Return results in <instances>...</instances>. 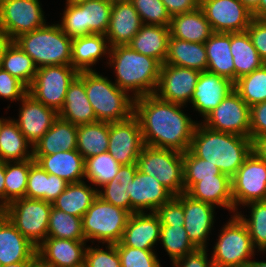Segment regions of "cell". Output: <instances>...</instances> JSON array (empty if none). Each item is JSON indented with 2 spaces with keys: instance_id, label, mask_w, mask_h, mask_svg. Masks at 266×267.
Instances as JSON below:
<instances>
[{
  "instance_id": "cell-64",
  "label": "cell",
  "mask_w": 266,
  "mask_h": 267,
  "mask_svg": "<svg viewBox=\"0 0 266 267\" xmlns=\"http://www.w3.org/2000/svg\"><path fill=\"white\" fill-rule=\"evenodd\" d=\"M247 267H266V261H256V260H252Z\"/></svg>"
},
{
  "instance_id": "cell-38",
  "label": "cell",
  "mask_w": 266,
  "mask_h": 267,
  "mask_svg": "<svg viewBox=\"0 0 266 267\" xmlns=\"http://www.w3.org/2000/svg\"><path fill=\"white\" fill-rule=\"evenodd\" d=\"M230 51L235 65V81L265 64L247 31L230 33Z\"/></svg>"
},
{
  "instance_id": "cell-66",
  "label": "cell",
  "mask_w": 266,
  "mask_h": 267,
  "mask_svg": "<svg viewBox=\"0 0 266 267\" xmlns=\"http://www.w3.org/2000/svg\"><path fill=\"white\" fill-rule=\"evenodd\" d=\"M6 215V206L0 201V220Z\"/></svg>"
},
{
  "instance_id": "cell-9",
  "label": "cell",
  "mask_w": 266,
  "mask_h": 267,
  "mask_svg": "<svg viewBox=\"0 0 266 267\" xmlns=\"http://www.w3.org/2000/svg\"><path fill=\"white\" fill-rule=\"evenodd\" d=\"M65 6L58 24L68 37L106 34L112 9L108 0H88Z\"/></svg>"
},
{
  "instance_id": "cell-48",
  "label": "cell",
  "mask_w": 266,
  "mask_h": 267,
  "mask_svg": "<svg viewBox=\"0 0 266 267\" xmlns=\"http://www.w3.org/2000/svg\"><path fill=\"white\" fill-rule=\"evenodd\" d=\"M183 174L185 192L202 179L215 178V175H226L216 165L196 157L189 149L183 153Z\"/></svg>"
},
{
  "instance_id": "cell-65",
  "label": "cell",
  "mask_w": 266,
  "mask_h": 267,
  "mask_svg": "<svg viewBox=\"0 0 266 267\" xmlns=\"http://www.w3.org/2000/svg\"><path fill=\"white\" fill-rule=\"evenodd\" d=\"M88 0H66V5H78V4H81V3H84Z\"/></svg>"
},
{
  "instance_id": "cell-47",
  "label": "cell",
  "mask_w": 266,
  "mask_h": 267,
  "mask_svg": "<svg viewBox=\"0 0 266 267\" xmlns=\"http://www.w3.org/2000/svg\"><path fill=\"white\" fill-rule=\"evenodd\" d=\"M159 244L164 247L171 263L197 249L189 240L184 225L161 226Z\"/></svg>"
},
{
  "instance_id": "cell-16",
  "label": "cell",
  "mask_w": 266,
  "mask_h": 267,
  "mask_svg": "<svg viewBox=\"0 0 266 267\" xmlns=\"http://www.w3.org/2000/svg\"><path fill=\"white\" fill-rule=\"evenodd\" d=\"M143 147L141 126L134 114L124 121L109 123L107 152L121 165L136 163Z\"/></svg>"
},
{
  "instance_id": "cell-51",
  "label": "cell",
  "mask_w": 266,
  "mask_h": 267,
  "mask_svg": "<svg viewBox=\"0 0 266 267\" xmlns=\"http://www.w3.org/2000/svg\"><path fill=\"white\" fill-rule=\"evenodd\" d=\"M87 245L85 251V267H121V260L116 244H105V249L97 244Z\"/></svg>"
},
{
  "instance_id": "cell-8",
  "label": "cell",
  "mask_w": 266,
  "mask_h": 267,
  "mask_svg": "<svg viewBox=\"0 0 266 267\" xmlns=\"http://www.w3.org/2000/svg\"><path fill=\"white\" fill-rule=\"evenodd\" d=\"M136 164L139 171L155 177L174 196L185 192L182 152L144 145Z\"/></svg>"
},
{
  "instance_id": "cell-61",
  "label": "cell",
  "mask_w": 266,
  "mask_h": 267,
  "mask_svg": "<svg viewBox=\"0 0 266 267\" xmlns=\"http://www.w3.org/2000/svg\"><path fill=\"white\" fill-rule=\"evenodd\" d=\"M10 42H11L10 40H8L4 36L0 35V69L2 68V61H3L4 50H5L6 46Z\"/></svg>"
},
{
  "instance_id": "cell-2",
  "label": "cell",
  "mask_w": 266,
  "mask_h": 267,
  "mask_svg": "<svg viewBox=\"0 0 266 267\" xmlns=\"http://www.w3.org/2000/svg\"><path fill=\"white\" fill-rule=\"evenodd\" d=\"M189 150L231 178L252 152L250 137L214 131L197 123Z\"/></svg>"
},
{
  "instance_id": "cell-57",
  "label": "cell",
  "mask_w": 266,
  "mask_h": 267,
  "mask_svg": "<svg viewBox=\"0 0 266 267\" xmlns=\"http://www.w3.org/2000/svg\"><path fill=\"white\" fill-rule=\"evenodd\" d=\"M171 17L194 11L200 7V0H162Z\"/></svg>"
},
{
  "instance_id": "cell-3",
  "label": "cell",
  "mask_w": 266,
  "mask_h": 267,
  "mask_svg": "<svg viewBox=\"0 0 266 267\" xmlns=\"http://www.w3.org/2000/svg\"><path fill=\"white\" fill-rule=\"evenodd\" d=\"M106 62L113 67L115 84L135 99L155 94L161 64L154 58L133 50L129 45L110 47Z\"/></svg>"
},
{
  "instance_id": "cell-4",
  "label": "cell",
  "mask_w": 266,
  "mask_h": 267,
  "mask_svg": "<svg viewBox=\"0 0 266 267\" xmlns=\"http://www.w3.org/2000/svg\"><path fill=\"white\" fill-rule=\"evenodd\" d=\"M78 76L85 83L88 100L98 121H124L134 114L135 99L107 76L95 70L80 71Z\"/></svg>"
},
{
  "instance_id": "cell-70",
  "label": "cell",
  "mask_w": 266,
  "mask_h": 267,
  "mask_svg": "<svg viewBox=\"0 0 266 267\" xmlns=\"http://www.w3.org/2000/svg\"><path fill=\"white\" fill-rule=\"evenodd\" d=\"M33 267H45V266H43L39 262H37Z\"/></svg>"
},
{
  "instance_id": "cell-55",
  "label": "cell",
  "mask_w": 266,
  "mask_h": 267,
  "mask_svg": "<svg viewBox=\"0 0 266 267\" xmlns=\"http://www.w3.org/2000/svg\"><path fill=\"white\" fill-rule=\"evenodd\" d=\"M246 31L261 59L266 63V25L254 18Z\"/></svg>"
},
{
  "instance_id": "cell-28",
  "label": "cell",
  "mask_w": 266,
  "mask_h": 267,
  "mask_svg": "<svg viewBox=\"0 0 266 267\" xmlns=\"http://www.w3.org/2000/svg\"><path fill=\"white\" fill-rule=\"evenodd\" d=\"M193 199L222 207L234 214L231 177L215 175V178L202 179L193 184L186 192Z\"/></svg>"
},
{
  "instance_id": "cell-53",
  "label": "cell",
  "mask_w": 266,
  "mask_h": 267,
  "mask_svg": "<svg viewBox=\"0 0 266 267\" xmlns=\"http://www.w3.org/2000/svg\"><path fill=\"white\" fill-rule=\"evenodd\" d=\"M27 87L7 71L0 69V98L20 101L27 94Z\"/></svg>"
},
{
  "instance_id": "cell-46",
  "label": "cell",
  "mask_w": 266,
  "mask_h": 267,
  "mask_svg": "<svg viewBox=\"0 0 266 267\" xmlns=\"http://www.w3.org/2000/svg\"><path fill=\"white\" fill-rule=\"evenodd\" d=\"M234 90L249 107L266 101V63L259 69L238 78Z\"/></svg>"
},
{
  "instance_id": "cell-44",
  "label": "cell",
  "mask_w": 266,
  "mask_h": 267,
  "mask_svg": "<svg viewBox=\"0 0 266 267\" xmlns=\"http://www.w3.org/2000/svg\"><path fill=\"white\" fill-rule=\"evenodd\" d=\"M34 162V159L5 162V206L25 197L29 169Z\"/></svg>"
},
{
  "instance_id": "cell-56",
  "label": "cell",
  "mask_w": 266,
  "mask_h": 267,
  "mask_svg": "<svg viewBox=\"0 0 266 267\" xmlns=\"http://www.w3.org/2000/svg\"><path fill=\"white\" fill-rule=\"evenodd\" d=\"M207 249H196L182 258L174 261L172 267H214Z\"/></svg>"
},
{
  "instance_id": "cell-25",
  "label": "cell",
  "mask_w": 266,
  "mask_h": 267,
  "mask_svg": "<svg viewBox=\"0 0 266 267\" xmlns=\"http://www.w3.org/2000/svg\"><path fill=\"white\" fill-rule=\"evenodd\" d=\"M142 26L132 2L112 5L106 37L110 47L128 45Z\"/></svg>"
},
{
  "instance_id": "cell-39",
  "label": "cell",
  "mask_w": 266,
  "mask_h": 267,
  "mask_svg": "<svg viewBox=\"0 0 266 267\" xmlns=\"http://www.w3.org/2000/svg\"><path fill=\"white\" fill-rule=\"evenodd\" d=\"M137 164L122 165L116 176L108 183L98 189V196L107 203L131 213L129 192L130 180H134L137 172Z\"/></svg>"
},
{
  "instance_id": "cell-13",
  "label": "cell",
  "mask_w": 266,
  "mask_h": 267,
  "mask_svg": "<svg viewBox=\"0 0 266 267\" xmlns=\"http://www.w3.org/2000/svg\"><path fill=\"white\" fill-rule=\"evenodd\" d=\"M234 214L238 207L254 201L266 200V163L254 152L246 158L231 178Z\"/></svg>"
},
{
  "instance_id": "cell-29",
  "label": "cell",
  "mask_w": 266,
  "mask_h": 267,
  "mask_svg": "<svg viewBox=\"0 0 266 267\" xmlns=\"http://www.w3.org/2000/svg\"><path fill=\"white\" fill-rule=\"evenodd\" d=\"M58 116L77 126L98 121L88 100L85 83L78 75L68 87L63 107Z\"/></svg>"
},
{
  "instance_id": "cell-15",
  "label": "cell",
  "mask_w": 266,
  "mask_h": 267,
  "mask_svg": "<svg viewBox=\"0 0 266 267\" xmlns=\"http://www.w3.org/2000/svg\"><path fill=\"white\" fill-rule=\"evenodd\" d=\"M200 8L214 33L244 32L254 19L240 0H200Z\"/></svg>"
},
{
  "instance_id": "cell-21",
  "label": "cell",
  "mask_w": 266,
  "mask_h": 267,
  "mask_svg": "<svg viewBox=\"0 0 266 267\" xmlns=\"http://www.w3.org/2000/svg\"><path fill=\"white\" fill-rule=\"evenodd\" d=\"M131 214L155 212L174 195L166 189L155 177L137 170L134 180L129 181Z\"/></svg>"
},
{
  "instance_id": "cell-42",
  "label": "cell",
  "mask_w": 266,
  "mask_h": 267,
  "mask_svg": "<svg viewBox=\"0 0 266 267\" xmlns=\"http://www.w3.org/2000/svg\"><path fill=\"white\" fill-rule=\"evenodd\" d=\"M121 166L107 151L91 156L85 159L84 179L98 190L116 176Z\"/></svg>"
},
{
  "instance_id": "cell-45",
  "label": "cell",
  "mask_w": 266,
  "mask_h": 267,
  "mask_svg": "<svg viewBox=\"0 0 266 267\" xmlns=\"http://www.w3.org/2000/svg\"><path fill=\"white\" fill-rule=\"evenodd\" d=\"M47 237L86 241L82 230V218L70 215L52 206Z\"/></svg>"
},
{
  "instance_id": "cell-54",
  "label": "cell",
  "mask_w": 266,
  "mask_h": 267,
  "mask_svg": "<svg viewBox=\"0 0 266 267\" xmlns=\"http://www.w3.org/2000/svg\"><path fill=\"white\" fill-rule=\"evenodd\" d=\"M266 135V101L250 107L251 140Z\"/></svg>"
},
{
  "instance_id": "cell-10",
  "label": "cell",
  "mask_w": 266,
  "mask_h": 267,
  "mask_svg": "<svg viewBox=\"0 0 266 267\" xmlns=\"http://www.w3.org/2000/svg\"><path fill=\"white\" fill-rule=\"evenodd\" d=\"M52 203L31 198H20L6 206V216L16 229L38 247L46 238Z\"/></svg>"
},
{
  "instance_id": "cell-35",
  "label": "cell",
  "mask_w": 266,
  "mask_h": 267,
  "mask_svg": "<svg viewBox=\"0 0 266 267\" xmlns=\"http://www.w3.org/2000/svg\"><path fill=\"white\" fill-rule=\"evenodd\" d=\"M29 159H33V146L27 141L13 118L8 117L0 130V160L13 162Z\"/></svg>"
},
{
  "instance_id": "cell-7",
  "label": "cell",
  "mask_w": 266,
  "mask_h": 267,
  "mask_svg": "<svg viewBox=\"0 0 266 267\" xmlns=\"http://www.w3.org/2000/svg\"><path fill=\"white\" fill-rule=\"evenodd\" d=\"M131 216L129 211L102 200L99 196L93 201L82 217V230L86 242L95 244L119 243Z\"/></svg>"
},
{
  "instance_id": "cell-1",
  "label": "cell",
  "mask_w": 266,
  "mask_h": 267,
  "mask_svg": "<svg viewBox=\"0 0 266 267\" xmlns=\"http://www.w3.org/2000/svg\"><path fill=\"white\" fill-rule=\"evenodd\" d=\"M185 107L163 101L155 94L135 98L134 115L139 120L144 145L185 153L199 122L188 117Z\"/></svg>"
},
{
  "instance_id": "cell-40",
  "label": "cell",
  "mask_w": 266,
  "mask_h": 267,
  "mask_svg": "<svg viewBox=\"0 0 266 267\" xmlns=\"http://www.w3.org/2000/svg\"><path fill=\"white\" fill-rule=\"evenodd\" d=\"M109 123L97 121L79 125L77 129V150L87 159L108 150Z\"/></svg>"
},
{
  "instance_id": "cell-5",
  "label": "cell",
  "mask_w": 266,
  "mask_h": 267,
  "mask_svg": "<svg viewBox=\"0 0 266 267\" xmlns=\"http://www.w3.org/2000/svg\"><path fill=\"white\" fill-rule=\"evenodd\" d=\"M34 61L37 68L52 65H71L72 38L58 23L19 35L13 40Z\"/></svg>"
},
{
  "instance_id": "cell-18",
  "label": "cell",
  "mask_w": 266,
  "mask_h": 267,
  "mask_svg": "<svg viewBox=\"0 0 266 267\" xmlns=\"http://www.w3.org/2000/svg\"><path fill=\"white\" fill-rule=\"evenodd\" d=\"M216 207L183 193L184 228L197 249H207L214 230Z\"/></svg>"
},
{
  "instance_id": "cell-33",
  "label": "cell",
  "mask_w": 266,
  "mask_h": 267,
  "mask_svg": "<svg viewBox=\"0 0 266 267\" xmlns=\"http://www.w3.org/2000/svg\"><path fill=\"white\" fill-rule=\"evenodd\" d=\"M204 44L207 71L235 82V65L230 51V33H213Z\"/></svg>"
},
{
  "instance_id": "cell-12",
  "label": "cell",
  "mask_w": 266,
  "mask_h": 267,
  "mask_svg": "<svg viewBox=\"0 0 266 267\" xmlns=\"http://www.w3.org/2000/svg\"><path fill=\"white\" fill-rule=\"evenodd\" d=\"M40 0H3L0 8V35L13 41L19 35L47 24Z\"/></svg>"
},
{
  "instance_id": "cell-24",
  "label": "cell",
  "mask_w": 266,
  "mask_h": 267,
  "mask_svg": "<svg viewBox=\"0 0 266 267\" xmlns=\"http://www.w3.org/2000/svg\"><path fill=\"white\" fill-rule=\"evenodd\" d=\"M37 247L25 238L5 215L0 220V262L2 266L20 261H38Z\"/></svg>"
},
{
  "instance_id": "cell-27",
  "label": "cell",
  "mask_w": 266,
  "mask_h": 267,
  "mask_svg": "<svg viewBox=\"0 0 266 267\" xmlns=\"http://www.w3.org/2000/svg\"><path fill=\"white\" fill-rule=\"evenodd\" d=\"M110 46L105 34H91L72 39L71 65L78 71H92L93 66L105 56ZM102 57V58H101ZM93 68V69H92Z\"/></svg>"
},
{
  "instance_id": "cell-34",
  "label": "cell",
  "mask_w": 266,
  "mask_h": 267,
  "mask_svg": "<svg viewBox=\"0 0 266 267\" xmlns=\"http://www.w3.org/2000/svg\"><path fill=\"white\" fill-rule=\"evenodd\" d=\"M164 64L207 71V55L204 43H195L169 38L167 56Z\"/></svg>"
},
{
  "instance_id": "cell-52",
  "label": "cell",
  "mask_w": 266,
  "mask_h": 267,
  "mask_svg": "<svg viewBox=\"0 0 266 267\" xmlns=\"http://www.w3.org/2000/svg\"><path fill=\"white\" fill-rule=\"evenodd\" d=\"M155 213L161 226L184 225L183 193L164 203Z\"/></svg>"
},
{
  "instance_id": "cell-36",
  "label": "cell",
  "mask_w": 266,
  "mask_h": 267,
  "mask_svg": "<svg viewBox=\"0 0 266 267\" xmlns=\"http://www.w3.org/2000/svg\"><path fill=\"white\" fill-rule=\"evenodd\" d=\"M69 183L56 175L46 172L34 162L29 169L25 197L52 203Z\"/></svg>"
},
{
  "instance_id": "cell-68",
  "label": "cell",
  "mask_w": 266,
  "mask_h": 267,
  "mask_svg": "<svg viewBox=\"0 0 266 267\" xmlns=\"http://www.w3.org/2000/svg\"><path fill=\"white\" fill-rule=\"evenodd\" d=\"M258 20H260L264 25H266V12Z\"/></svg>"
},
{
  "instance_id": "cell-49",
  "label": "cell",
  "mask_w": 266,
  "mask_h": 267,
  "mask_svg": "<svg viewBox=\"0 0 266 267\" xmlns=\"http://www.w3.org/2000/svg\"><path fill=\"white\" fill-rule=\"evenodd\" d=\"M142 24L170 26L171 16L162 0H132Z\"/></svg>"
},
{
  "instance_id": "cell-60",
  "label": "cell",
  "mask_w": 266,
  "mask_h": 267,
  "mask_svg": "<svg viewBox=\"0 0 266 267\" xmlns=\"http://www.w3.org/2000/svg\"><path fill=\"white\" fill-rule=\"evenodd\" d=\"M252 13H254L259 6L260 0H240Z\"/></svg>"
},
{
  "instance_id": "cell-32",
  "label": "cell",
  "mask_w": 266,
  "mask_h": 267,
  "mask_svg": "<svg viewBox=\"0 0 266 267\" xmlns=\"http://www.w3.org/2000/svg\"><path fill=\"white\" fill-rule=\"evenodd\" d=\"M169 28L171 37L195 43H205L214 33L200 7L171 17Z\"/></svg>"
},
{
  "instance_id": "cell-17",
  "label": "cell",
  "mask_w": 266,
  "mask_h": 267,
  "mask_svg": "<svg viewBox=\"0 0 266 267\" xmlns=\"http://www.w3.org/2000/svg\"><path fill=\"white\" fill-rule=\"evenodd\" d=\"M200 73L195 69L162 64L155 95L163 101L187 105L191 103Z\"/></svg>"
},
{
  "instance_id": "cell-6",
  "label": "cell",
  "mask_w": 266,
  "mask_h": 267,
  "mask_svg": "<svg viewBox=\"0 0 266 267\" xmlns=\"http://www.w3.org/2000/svg\"><path fill=\"white\" fill-rule=\"evenodd\" d=\"M217 235L211 260L214 267H247L256 254L246 224L232 214Z\"/></svg>"
},
{
  "instance_id": "cell-11",
  "label": "cell",
  "mask_w": 266,
  "mask_h": 267,
  "mask_svg": "<svg viewBox=\"0 0 266 267\" xmlns=\"http://www.w3.org/2000/svg\"><path fill=\"white\" fill-rule=\"evenodd\" d=\"M78 73L72 65L38 68L27 93L46 107L59 113L63 107L68 87Z\"/></svg>"
},
{
  "instance_id": "cell-22",
  "label": "cell",
  "mask_w": 266,
  "mask_h": 267,
  "mask_svg": "<svg viewBox=\"0 0 266 267\" xmlns=\"http://www.w3.org/2000/svg\"><path fill=\"white\" fill-rule=\"evenodd\" d=\"M233 90L234 82L230 79L203 71L200 73L190 104L204 119Z\"/></svg>"
},
{
  "instance_id": "cell-50",
  "label": "cell",
  "mask_w": 266,
  "mask_h": 267,
  "mask_svg": "<svg viewBox=\"0 0 266 267\" xmlns=\"http://www.w3.org/2000/svg\"><path fill=\"white\" fill-rule=\"evenodd\" d=\"M121 267H162L155 250L116 246Z\"/></svg>"
},
{
  "instance_id": "cell-67",
  "label": "cell",
  "mask_w": 266,
  "mask_h": 267,
  "mask_svg": "<svg viewBox=\"0 0 266 267\" xmlns=\"http://www.w3.org/2000/svg\"><path fill=\"white\" fill-rule=\"evenodd\" d=\"M112 5L117 3L132 2V0H108Z\"/></svg>"
},
{
  "instance_id": "cell-26",
  "label": "cell",
  "mask_w": 266,
  "mask_h": 267,
  "mask_svg": "<svg viewBox=\"0 0 266 267\" xmlns=\"http://www.w3.org/2000/svg\"><path fill=\"white\" fill-rule=\"evenodd\" d=\"M33 159L46 172L64 179L69 184L85 180V159L77 149L51 155H33Z\"/></svg>"
},
{
  "instance_id": "cell-30",
  "label": "cell",
  "mask_w": 266,
  "mask_h": 267,
  "mask_svg": "<svg viewBox=\"0 0 266 267\" xmlns=\"http://www.w3.org/2000/svg\"><path fill=\"white\" fill-rule=\"evenodd\" d=\"M77 129V125L58 116L51 128L33 146V155H51L77 149Z\"/></svg>"
},
{
  "instance_id": "cell-43",
  "label": "cell",
  "mask_w": 266,
  "mask_h": 267,
  "mask_svg": "<svg viewBox=\"0 0 266 267\" xmlns=\"http://www.w3.org/2000/svg\"><path fill=\"white\" fill-rule=\"evenodd\" d=\"M250 210V214L244 215V211L236 214L246 224L253 246L259 253H266V200L254 201L244 205ZM248 217V218H247Z\"/></svg>"
},
{
  "instance_id": "cell-23",
  "label": "cell",
  "mask_w": 266,
  "mask_h": 267,
  "mask_svg": "<svg viewBox=\"0 0 266 267\" xmlns=\"http://www.w3.org/2000/svg\"><path fill=\"white\" fill-rule=\"evenodd\" d=\"M161 223L155 212L131 214L122 238L116 246L154 250L160 241Z\"/></svg>"
},
{
  "instance_id": "cell-20",
  "label": "cell",
  "mask_w": 266,
  "mask_h": 267,
  "mask_svg": "<svg viewBox=\"0 0 266 267\" xmlns=\"http://www.w3.org/2000/svg\"><path fill=\"white\" fill-rule=\"evenodd\" d=\"M86 241L47 237L36 250L38 262L45 267H81Z\"/></svg>"
},
{
  "instance_id": "cell-69",
  "label": "cell",
  "mask_w": 266,
  "mask_h": 267,
  "mask_svg": "<svg viewBox=\"0 0 266 267\" xmlns=\"http://www.w3.org/2000/svg\"><path fill=\"white\" fill-rule=\"evenodd\" d=\"M7 118H4V117H0V130H1V127H2V124L3 122L6 120Z\"/></svg>"
},
{
  "instance_id": "cell-31",
  "label": "cell",
  "mask_w": 266,
  "mask_h": 267,
  "mask_svg": "<svg viewBox=\"0 0 266 267\" xmlns=\"http://www.w3.org/2000/svg\"><path fill=\"white\" fill-rule=\"evenodd\" d=\"M169 38V26L142 24L128 45L136 52L156 59L162 65L167 56Z\"/></svg>"
},
{
  "instance_id": "cell-59",
  "label": "cell",
  "mask_w": 266,
  "mask_h": 267,
  "mask_svg": "<svg viewBox=\"0 0 266 267\" xmlns=\"http://www.w3.org/2000/svg\"><path fill=\"white\" fill-rule=\"evenodd\" d=\"M0 201L5 205V162L0 160Z\"/></svg>"
},
{
  "instance_id": "cell-19",
  "label": "cell",
  "mask_w": 266,
  "mask_h": 267,
  "mask_svg": "<svg viewBox=\"0 0 266 267\" xmlns=\"http://www.w3.org/2000/svg\"><path fill=\"white\" fill-rule=\"evenodd\" d=\"M18 118L13 119L27 141L34 146L51 128L58 113L26 94L20 100Z\"/></svg>"
},
{
  "instance_id": "cell-37",
  "label": "cell",
  "mask_w": 266,
  "mask_h": 267,
  "mask_svg": "<svg viewBox=\"0 0 266 267\" xmlns=\"http://www.w3.org/2000/svg\"><path fill=\"white\" fill-rule=\"evenodd\" d=\"M86 181L70 183L52 202V206L73 216L83 217L98 196V190Z\"/></svg>"
},
{
  "instance_id": "cell-62",
  "label": "cell",
  "mask_w": 266,
  "mask_h": 267,
  "mask_svg": "<svg viewBox=\"0 0 266 267\" xmlns=\"http://www.w3.org/2000/svg\"><path fill=\"white\" fill-rule=\"evenodd\" d=\"M266 12V0H260L258 9L253 13L255 19H259Z\"/></svg>"
},
{
  "instance_id": "cell-58",
  "label": "cell",
  "mask_w": 266,
  "mask_h": 267,
  "mask_svg": "<svg viewBox=\"0 0 266 267\" xmlns=\"http://www.w3.org/2000/svg\"><path fill=\"white\" fill-rule=\"evenodd\" d=\"M252 152L266 163V135L252 140Z\"/></svg>"
},
{
  "instance_id": "cell-41",
  "label": "cell",
  "mask_w": 266,
  "mask_h": 267,
  "mask_svg": "<svg viewBox=\"0 0 266 267\" xmlns=\"http://www.w3.org/2000/svg\"><path fill=\"white\" fill-rule=\"evenodd\" d=\"M2 69L20 80L27 88L31 85L37 72V66L14 41L4 50Z\"/></svg>"
},
{
  "instance_id": "cell-14",
  "label": "cell",
  "mask_w": 266,
  "mask_h": 267,
  "mask_svg": "<svg viewBox=\"0 0 266 267\" xmlns=\"http://www.w3.org/2000/svg\"><path fill=\"white\" fill-rule=\"evenodd\" d=\"M202 121L211 130L250 137V107L235 90Z\"/></svg>"
},
{
  "instance_id": "cell-63",
  "label": "cell",
  "mask_w": 266,
  "mask_h": 267,
  "mask_svg": "<svg viewBox=\"0 0 266 267\" xmlns=\"http://www.w3.org/2000/svg\"><path fill=\"white\" fill-rule=\"evenodd\" d=\"M38 261H20L2 267H33Z\"/></svg>"
}]
</instances>
